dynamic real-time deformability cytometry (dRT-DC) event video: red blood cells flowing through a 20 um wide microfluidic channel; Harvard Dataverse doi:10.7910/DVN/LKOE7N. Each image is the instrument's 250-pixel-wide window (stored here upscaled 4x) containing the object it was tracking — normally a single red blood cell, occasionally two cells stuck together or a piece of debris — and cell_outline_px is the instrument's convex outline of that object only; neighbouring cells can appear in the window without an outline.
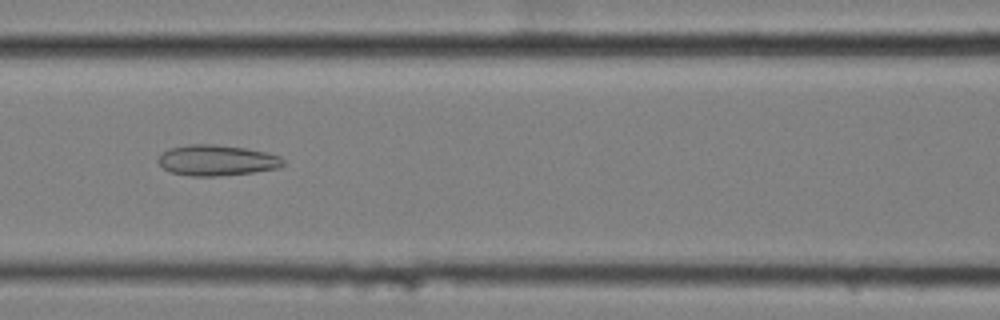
{"species": "common noctule bat (a hibernating species)", "species_latin": "Nyctalus noctula", "temperature_condition": "cold", "stored_images_in_passage": 46, "camera_frame_rate_fps": 3000, "um_per_image_px": 0.085, "animal": {"sex": "female", "body_mass_g": 25.1}, "frame": {"image": 1, "passage_image": 13, "time_ms": 4.0, "image_size_px": [1000, 320], "cell_outline_px": [[284, 164], [280, 168], [252, 172], [216, 176], [192, 176], [172, 172], [164, 168], [156, 160], [168, 148], [188, 144], [216, 144], [244, 148], [264, 152], [280, 156], [284, 160]], "centroid_in_image_um": [18.43, 13.62], "position_along_channel_um": 148.2, "area_um2": 22.25}}
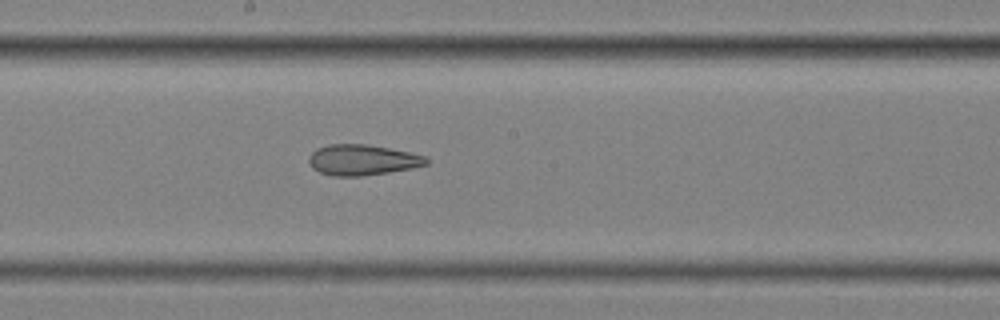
{"frame": {"image": 2, "passage_image": 19, "time_ms": 6.0, "image_size_px": [1000, 320], "cell_outline_px": [[428, 164], [412, 168], [388, 172], [360, 176], [332, 176], [320, 172], [312, 168], [308, 160], [312, 152], [316, 148], [328, 144], [368, 144], [428, 156]], "centroid_in_image_um": [30.79, 13.59], "position_along_channel_um": 217.4, "area_um2": 20.98}}
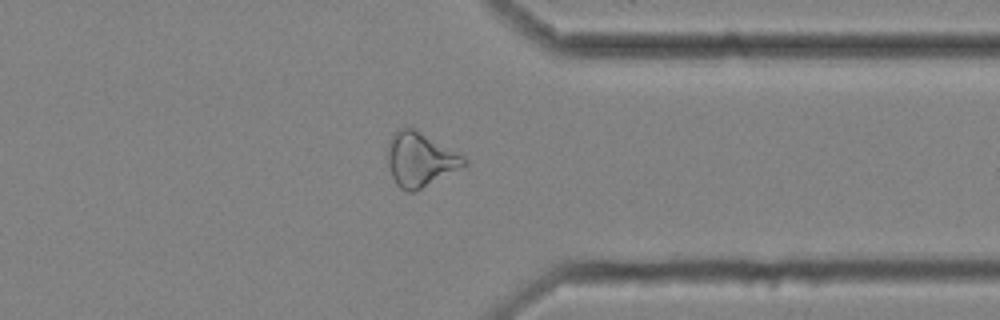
{"frame": {"image": 3, "passage_image": 33, "time_ms": 10.667, "image_size_px": [1000, 320], "cell_outline_px": [[468, 164], [416, 192], [408, 192], [400, 188], [396, 184], [392, 176], [388, 164], [388, 140], [392, 132], [400, 128], [412, 128], [464, 156], [468, 160]], "centroid_in_image_um": [35.69, 13.58], "position_along_channel_um": 375.7, "area_um2": 23.99}, "authors_computed_cell_mechanics": {"area_um2": 24.0448, "velocity_mm_per_s": 3.4682, "shape_relaxation_time_tau1_ms": null, "shape_relaxation_time_tau2_ms": 3.9051, "deformation_change_tau1": null, "deformation_change_tau2": 0.143}}